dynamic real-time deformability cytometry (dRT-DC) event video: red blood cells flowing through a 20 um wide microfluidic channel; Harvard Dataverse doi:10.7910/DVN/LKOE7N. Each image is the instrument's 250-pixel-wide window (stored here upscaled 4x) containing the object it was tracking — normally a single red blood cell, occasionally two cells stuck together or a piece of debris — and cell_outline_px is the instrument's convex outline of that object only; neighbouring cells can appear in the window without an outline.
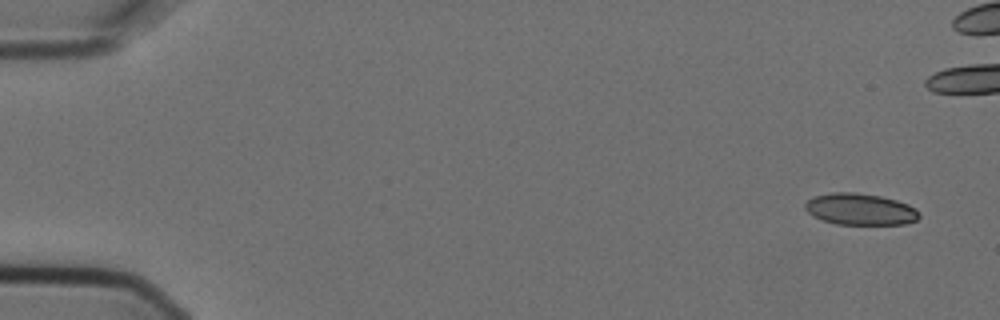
{"species": "Egyptian fruit bat (a non-hibernating species)", "species_latin": "Rousettus aegyptiacus", "temperature_condition": "cold", "stored_images_in_passage": 8, "camera_frame_rate_fps": 3000, "um_per_image_px": 0.085, "animal": {"sex": "female"}, "frame": {"image": 1, "passage_image": 1, "time_ms": 0.0, "image_size_px": [1000, 320], "cell_outline_px": [[920, 216], [916, 220], [904, 224], [836, 224], [812, 216], [804, 208], [804, 204], [808, 200], [816, 196], [828, 192], [856, 192], [880, 196], [896, 200], [908, 204], [916, 208], [920, 212]], "centroid_in_image_um": [73.12, 17.78], "position_along_channel_um": 11.9, "area_um2": 21.04}}